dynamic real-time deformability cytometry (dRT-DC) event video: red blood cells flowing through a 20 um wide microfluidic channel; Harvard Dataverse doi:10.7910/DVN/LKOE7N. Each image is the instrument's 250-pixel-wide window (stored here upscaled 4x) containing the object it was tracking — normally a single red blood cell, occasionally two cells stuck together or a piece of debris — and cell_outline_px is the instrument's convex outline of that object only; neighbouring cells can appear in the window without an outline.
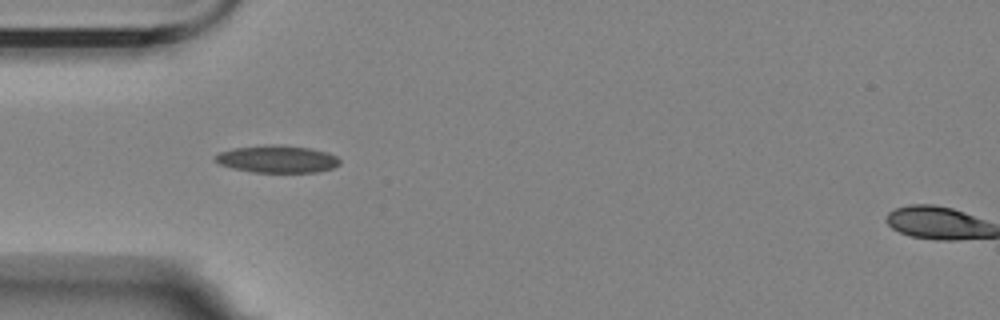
{"species": "Egyptian fruit bat (a non-hibernating species)", "species_latin": "Rousettus aegyptiacus", "temperature_condition": "room temperature", "stored_images_in_passage": 41, "camera_frame_rate_fps": 3000, "um_per_image_px": 0.085, "animal": {"sex": "female"}, "frame": {"image": 1, "passage_image": 1, "time_ms": 0.0, "image_size_px": [1000, 320], "cell_outline_px": [[340, 164], [332, 168], [316, 172], [252, 172], [232, 168], [220, 164], [212, 160], [212, 156], [220, 152], [232, 148], [272, 144], [308, 148], [328, 152], [336, 156], [340, 160]], "centroid_in_image_um": [23.51, 13.52], "position_along_channel_um": 61.5, "area_um2": 19.88}}
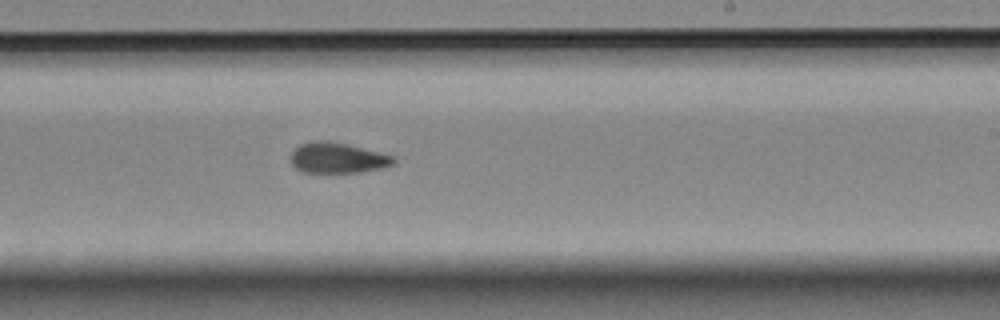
{"frame": {"image": 2, "passage_image": 18, "time_ms": 5.667, "image_size_px": [1000, 320], "cell_outline_px": [[396, 164], [384, 168], [360, 172], [300, 172], [292, 164], [292, 152], [300, 144], [312, 140], [328, 140], [396, 156]], "centroid_in_image_um": [28.73, 13.42], "position_along_channel_um": 260.3, "area_um2": 18.38}}
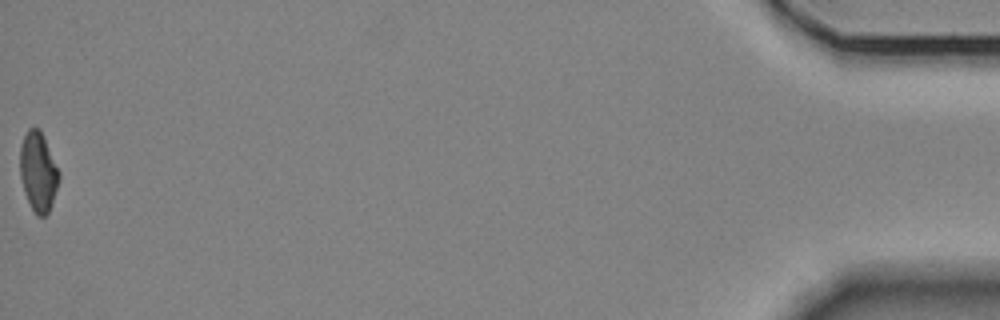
{"frame": {"image": 3, "passage_image": 41, "time_ms": 13.333, "image_size_px": [1000, 320], "cell_outline_px": [[60, 180], [48, 212], [44, 216], [36, 216], [24, 192], [20, 176], [20, 144], [28, 128], [40, 128], [60, 172]], "centroid_in_image_um": [3.25, 14.57], "position_along_channel_um": 432.0, "area_um2": 18.03}, "authors_computed_cell_mechanics": {"area_um2": 18.4382, "velocity_mm_per_s": 3.5177, "shape_relaxation_time_tau1_ms": null, "shape_relaxation_time_tau2_ms": 3.4593, "deformation_change_tau1": null, "deformation_change_tau2": 0.1065}}